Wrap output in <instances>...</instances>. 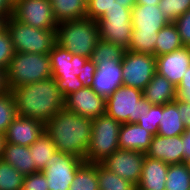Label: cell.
<instances>
[{
    "instance_id": "24",
    "label": "cell",
    "mask_w": 190,
    "mask_h": 190,
    "mask_svg": "<svg viewBox=\"0 0 190 190\" xmlns=\"http://www.w3.org/2000/svg\"><path fill=\"white\" fill-rule=\"evenodd\" d=\"M160 119L157 131L158 135L173 137L176 135H182L186 130L187 125L180 118L177 99L171 103L162 105Z\"/></svg>"
},
{
    "instance_id": "4",
    "label": "cell",
    "mask_w": 190,
    "mask_h": 190,
    "mask_svg": "<svg viewBox=\"0 0 190 190\" xmlns=\"http://www.w3.org/2000/svg\"><path fill=\"white\" fill-rule=\"evenodd\" d=\"M99 40L96 20L89 18L68 20L58 23L56 27L57 44L72 54L91 58Z\"/></svg>"
},
{
    "instance_id": "21",
    "label": "cell",
    "mask_w": 190,
    "mask_h": 190,
    "mask_svg": "<svg viewBox=\"0 0 190 190\" xmlns=\"http://www.w3.org/2000/svg\"><path fill=\"white\" fill-rule=\"evenodd\" d=\"M153 136L137 123H124L119 131V149L146 153Z\"/></svg>"
},
{
    "instance_id": "47",
    "label": "cell",
    "mask_w": 190,
    "mask_h": 190,
    "mask_svg": "<svg viewBox=\"0 0 190 190\" xmlns=\"http://www.w3.org/2000/svg\"><path fill=\"white\" fill-rule=\"evenodd\" d=\"M160 0H136L138 5H158Z\"/></svg>"
},
{
    "instance_id": "31",
    "label": "cell",
    "mask_w": 190,
    "mask_h": 190,
    "mask_svg": "<svg viewBox=\"0 0 190 190\" xmlns=\"http://www.w3.org/2000/svg\"><path fill=\"white\" fill-rule=\"evenodd\" d=\"M158 32H139L132 29L131 39L127 50L154 56V48Z\"/></svg>"
},
{
    "instance_id": "38",
    "label": "cell",
    "mask_w": 190,
    "mask_h": 190,
    "mask_svg": "<svg viewBox=\"0 0 190 190\" xmlns=\"http://www.w3.org/2000/svg\"><path fill=\"white\" fill-rule=\"evenodd\" d=\"M115 0H88L86 18L98 20L114 5Z\"/></svg>"
},
{
    "instance_id": "22",
    "label": "cell",
    "mask_w": 190,
    "mask_h": 190,
    "mask_svg": "<svg viewBox=\"0 0 190 190\" xmlns=\"http://www.w3.org/2000/svg\"><path fill=\"white\" fill-rule=\"evenodd\" d=\"M143 97L152 105L171 103L176 100V86L156 72L143 90Z\"/></svg>"
},
{
    "instance_id": "10",
    "label": "cell",
    "mask_w": 190,
    "mask_h": 190,
    "mask_svg": "<svg viewBox=\"0 0 190 190\" xmlns=\"http://www.w3.org/2000/svg\"><path fill=\"white\" fill-rule=\"evenodd\" d=\"M122 62L123 85L144 90L156 73V57L126 50Z\"/></svg>"
},
{
    "instance_id": "5",
    "label": "cell",
    "mask_w": 190,
    "mask_h": 190,
    "mask_svg": "<svg viewBox=\"0 0 190 190\" xmlns=\"http://www.w3.org/2000/svg\"><path fill=\"white\" fill-rule=\"evenodd\" d=\"M52 77L49 53L15 52L6 70L9 91Z\"/></svg>"
},
{
    "instance_id": "14",
    "label": "cell",
    "mask_w": 190,
    "mask_h": 190,
    "mask_svg": "<svg viewBox=\"0 0 190 190\" xmlns=\"http://www.w3.org/2000/svg\"><path fill=\"white\" fill-rule=\"evenodd\" d=\"M106 99L97 95L92 88L84 87L64 99V107L82 117L95 119L105 114Z\"/></svg>"
},
{
    "instance_id": "34",
    "label": "cell",
    "mask_w": 190,
    "mask_h": 190,
    "mask_svg": "<svg viewBox=\"0 0 190 190\" xmlns=\"http://www.w3.org/2000/svg\"><path fill=\"white\" fill-rule=\"evenodd\" d=\"M17 116L16 103L11 91L0 95V133L4 134Z\"/></svg>"
},
{
    "instance_id": "17",
    "label": "cell",
    "mask_w": 190,
    "mask_h": 190,
    "mask_svg": "<svg viewBox=\"0 0 190 190\" xmlns=\"http://www.w3.org/2000/svg\"><path fill=\"white\" fill-rule=\"evenodd\" d=\"M190 66V47H182L171 53L156 57V72L166 77L176 87Z\"/></svg>"
},
{
    "instance_id": "27",
    "label": "cell",
    "mask_w": 190,
    "mask_h": 190,
    "mask_svg": "<svg viewBox=\"0 0 190 190\" xmlns=\"http://www.w3.org/2000/svg\"><path fill=\"white\" fill-rule=\"evenodd\" d=\"M29 148L35 167L40 172L46 168V163L57 150L55 144L45 132Z\"/></svg>"
},
{
    "instance_id": "23",
    "label": "cell",
    "mask_w": 190,
    "mask_h": 190,
    "mask_svg": "<svg viewBox=\"0 0 190 190\" xmlns=\"http://www.w3.org/2000/svg\"><path fill=\"white\" fill-rule=\"evenodd\" d=\"M1 159L24 176L40 172L35 167L30 148L27 146L5 143Z\"/></svg>"
},
{
    "instance_id": "42",
    "label": "cell",
    "mask_w": 190,
    "mask_h": 190,
    "mask_svg": "<svg viewBox=\"0 0 190 190\" xmlns=\"http://www.w3.org/2000/svg\"><path fill=\"white\" fill-rule=\"evenodd\" d=\"M178 111L180 118L187 126H190V104L181 100H178Z\"/></svg>"
},
{
    "instance_id": "6",
    "label": "cell",
    "mask_w": 190,
    "mask_h": 190,
    "mask_svg": "<svg viewBox=\"0 0 190 190\" xmlns=\"http://www.w3.org/2000/svg\"><path fill=\"white\" fill-rule=\"evenodd\" d=\"M151 105L143 97L142 90L122 85L106 98L105 114L120 124L137 123Z\"/></svg>"
},
{
    "instance_id": "15",
    "label": "cell",
    "mask_w": 190,
    "mask_h": 190,
    "mask_svg": "<svg viewBox=\"0 0 190 190\" xmlns=\"http://www.w3.org/2000/svg\"><path fill=\"white\" fill-rule=\"evenodd\" d=\"M123 85L121 60L98 61L90 87L105 99Z\"/></svg>"
},
{
    "instance_id": "35",
    "label": "cell",
    "mask_w": 190,
    "mask_h": 190,
    "mask_svg": "<svg viewBox=\"0 0 190 190\" xmlns=\"http://www.w3.org/2000/svg\"><path fill=\"white\" fill-rule=\"evenodd\" d=\"M158 6L169 22H174L190 9V0H160Z\"/></svg>"
},
{
    "instance_id": "13",
    "label": "cell",
    "mask_w": 190,
    "mask_h": 190,
    "mask_svg": "<svg viewBox=\"0 0 190 190\" xmlns=\"http://www.w3.org/2000/svg\"><path fill=\"white\" fill-rule=\"evenodd\" d=\"M145 153L133 150L117 149L101 164L109 171L124 178L134 185L140 181Z\"/></svg>"
},
{
    "instance_id": "18",
    "label": "cell",
    "mask_w": 190,
    "mask_h": 190,
    "mask_svg": "<svg viewBox=\"0 0 190 190\" xmlns=\"http://www.w3.org/2000/svg\"><path fill=\"white\" fill-rule=\"evenodd\" d=\"M183 148L182 135L165 137L156 134L153 136L145 156L162 160L167 164L183 163Z\"/></svg>"
},
{
    "instance_id": "1",
    "label": "cell",
    "mask_w": 190,
    "mask_h": 190,
    "mask_svg": "<svg viewBox=\"0 0 190 190\" xmlns=\"http://www.w3.org/2000/svg\"><path fill=\"white\" fill-rule=\"evenodd\" d=\"M45 133L58 151L85 159L92 133V119L63 107L45 123Z\"/></svg>"
},
{
    "instance_id": "30",
    "label": "cell",
    "mask_w": 190,
    "mask_h": 190,
    "mask_svg": "<svg viewBox=\"0 0 190 190\" xmlns=\"http://www.w3.org/2000/svg\"><path fill=\"white\" fill-rule=\"evenodd\" d=\"M165 190H190V172L183 163L169 164Z\"/></svg>"
},
{
    "instance_id": "7",
    "label": "cell",
    "mask_w": 190,
    "mask_h": 190,
    "mask_svg": "<svg viewBox=\"0 0 190 190\" xmlns=\"http://www.w3.org/2000/svg\"><path fill=\"white\" fill-rule=\"evenodd\" d=\"M15 52L46 54L57 44L56 29H39L23 24L12 16L5 21Z\"/></svg>"
},
{
    "instance_id": "46",
    "label": "cell",
    "mask_w": 190,
    "mask_h": 190,
    "mask_svg": "<svg viewBox=\"0 0 190 190\" xmlns=\"http://www.w3.org/2000/svg\"><path fill=\"white\" fill-rule=\"evenodd\" d=\"M118 1L119 3H121L120 5L128 8V9H132L135 5H136V0H115Z\"/></svg>"
},
{
    "instance_id": "9",
    "label": "cell",
    "mask_w": 190,
    "mask_h": 190,
    "mask_svg": "<svg viewBox=\"0 0 190 190\" xmlns=\"http://www.w3.org/2000/svg\"><path fill=\"white\" fill-rule=\"evenodd\" d=\"M118 1L98 20L99 38L128 49L132 34V9L125 8Z\"/></svg>"
},
{
    "instance_id": "12",
    "label": "cell",
    "mask_w": 190,
    "mask_h": 190,
    "mask_svg": "<svg viewBox=\"0 0 190 190\" xmlns=\"http://www.w3.org/2000/svg\"><path fill=\"white\" fill-rule=\"evenodd\" d=\"M12 17L39 29H56L50 0H18L13 4Z\"/></svg>"
},
{
    "instance_id": "29",
    "label": "cell",
    "mask_w": 190,
    "mask_h": 190,
    "mask_svg": "<svg viewBox=\"0 0 190 190\" xmlns=\"http://www.w3.org/2000/svg\"><path fill=\"white\" fill-rule=\"evenodd\" d=\"M99 190H136V185L97 163Z\"/></svg>"
},
{
    "instance_id": "25",
    "label": "cell",
    "mask_w": 190,
    "mask_h": 190,
    "mask_svg": "<svg viewBox=\"0 0 190 190\" xmlns=\"http://www.w3.org/2000/svg\"><path fill=\"white\" fill-rule=\"evenodd\" d=\"M55 20L60 23L86 18V0H50Z\"/></svg>"
},
{
    "instance_id": "32",
    "label": "cell",
    "mask_w": 190,
    "mask_h": 190,
    "mask_svg": "<svg viewBox=\"0 0 190 190\" xmlns=\"http://www.w3.org/2000/svg\"><path fill=\"white\" fill-rule=\"evenodd\" d=\"M126 49L123 47L99 40L91 55V60L96 64L98 61L122 60Z\"/></svg>"
},
{
    "instance_id": "41",
    "label": "cell",
    "mask_w": 190,
    "mask_h": 190,
    "mask_svg": "<svg viewBox=\"0 0 190 190\" xmlns=\"http://www.w3.org/2000/svg\"><path fill=\"white\" fill-rule=\"evenodd\" d=\"M176 99L190 104V66L187 68L181 82L176 87Z\"/></svg>"
},
{
    "instance_id": "8",
    "label": "cell",
    "mask_w": 190,
    "mask_h": 190,
    "mask_svg": "<svg viewBox=\"0 0 190 190\" xmlns=\"http://www.w3.org/2000/svg\"><path fill=\"white\" fill-rule=\"evenodd\" d=\"M121 125L106 114L92 119L91 139L84 162L101 163L119 149Z\"/></svg>"
},
{
    "instance_id": "45",
    "label": "cell",
    "mask_w": 190,
    "mask_h": 190,
    "mask_svg": "<svg viewBox=\"0 0 190 190\" xmlns=\"http://www.w3.org/2000/svg\"><path fill=\"white\" fill-rule=\"evenodd\" d=\"M9 91L7 80H6V71L0 69V95H3Z\"/></svg>"
},
{
    "instance_id": "50",
    "label": "cell",
    "mask_w": 190,
    "mask_h": 190,
    "mask_svg": "<svg viewBox=\"0 0 190 190\" xmlns=\"http://www.w3.org/2000/svg\"><path fill=\"white\" fill-rule=\"evenodd\" d=\"M184 164L186 165L188 171L190 172V157L187 158V159L184 161Z\"/></svg>"
},
{
    "instance_id": "16",
    "label": "cell",
    "mask_w": 190,
    "mask_h": 190,
    "mask_svg": "<svg viewBox=\"0 0 190 190\" xmlns=\"http://www.w3.org/2000/svg\"><path fill=\"white\" fill-rule=\"evenodd\" d=\"M45 132V124L35 119L16 116L4 133L5 143L31 146Z\"/></svg>"
},
{
    "instance_id": "48",
    "label": "cell",
    "mask_w": 190,
    "mask_h": 190,
    "mask_svg": "<svg viewBox=\"0 0 190 190\" xmlns=\"http://www.w3.org/2000/svg\"><path fill=\"white\" fill-rule=\"evenodd\" d=\"M4 145H5L4 134L0 133V159L2 158L3 155Z\"/></svg>"
},
{
    "instance_id": "40",
    "label": "cell",
    "mask_w": 190,
    "mask_h": 190,
    "mask_svg": "<svg viewBox=\"0 0 190 190\" xmlns=\"http://www.w3.org/2000/svg\"><path fill=\"white\" fill-rule=\"evenodd\" d=\"M181 37L182 43L186 47H190V9L173 22Z\"/></svg>"
},
{
    "instance_id": "44",
    "label": "cell",
    "mask_w": 190,
    "mask_h": 190,
    "mask_svg": "<svg viewBox=\"0 0 190 190\" xmlns=\"http://www.w3.org/2000/svg\"><path fill=\"white\" fill-rule=\"evenodd\" d=\"M13 4L10 0H0V16L7 19L12 16Z\"/></svg>"
},
{
    "instance_id": "33",
    "label": "cell",
    "mask_w": 190,
    "mask_h": 190,
    "mask_svg": "<svg viewBox=\"0 0 190 190\" xmlns=\"http://www.w3.org/2000/svg\"><path fill=\"white\" fill-rule=\"evenodd\" d=\"M24 175L0 159V190H22Z\"/></svg>"
},
{
    "instance_id": "11",
    "label": "cell",
    "mask_w": 190,
    "mask_h": 190,
    "mask_svg": "<svg viewBox=\"0 0 190 190\" xmlns=\"http://www.w3.org/2000/svg\"><path fill=\"white\" fill-rule=\"evenodd\" d=\"M84 160L56 150L42 173L46 176L49 190H69L77 169Z\"/></svg>"
},
{
    "instance_id": "39",
    "label": "cell",
    "mask_w": 190,
    "mask_h": 190,
    "mask_svg": "<svg viewBox=\"0 0 190 190\" xmlns=\"http://www.w3.org/2000/svg\"><path fill=\"white\" fill-rule=\"evenodd\" d=\"M22 190H49L46 176L42 172L25 175Z\"/></svg>"
},
{
    "instance_id": "19",
    "label": "cell",
    "mask_w": 190,
    "mask_h": 190,
    "mask_svg": "<svg viewBox=\"0 0 190 190\" xmlns=\"http://www.w3.org/2000/svg\"><path fill=\"white\" fill-rule=\"evenodd\" d=\"M132 29L139 32H159L169 23L158 5H138L132 8Z\"/></svg>"
},
{
    "instance_id": "49",
    "label": "cell",
    "mask_w": 190,
    "mask_h": 190,
    "mask_svg": "<svg viewBox=\"0 0 190 190\" xmlns=\"http://www.w3.org/2000/svg\"><path fill=\"white\" fill-rule=\"evenodd\" d=\"M5 21L6 19L3 16H0V30L5 27Z\"/></svg>"
},
{
    "instance_id": "43",
    "label": "cell",
    "mask_w": 190,
    "mask_h": 190,
    "mask_svg": "<svg viewBox=\"0 0 190 190\" xmlns=\"http://www.w3.org/2000/svg\"><path fill=\"white\" fill-rule=\"evenodd\" d=\"M183 141V162L190 157V126L186 127L185 132L182 134Z\"/></svg>"
},
{
    "instance_id": "36",
    "label": "cell",
    "mask_w": 190,
    "mask_h": 190,
    "mask_svg": "<svg viewBox=\"0 0 190 190\" xmlns=\"http://www.w3.org/2000/svg\"><path fill=\"white\" fill-rule=\"evenodd\" d=\"M161 113L162 105H151L149 111L144 112V114L139 117L137 124L153 135H156L161 120Z\"/></svg>"
},
{
    "instance_id": "37",
    "label": "cell",
    "mask_w": 190,
    "mask_h": 190,
    "mask_svg": "<svg viewBox=\"0 0 190 190\" xmlns=\"http://www.w3.org/2000/svg\"><path fill=\"white\" fill-rule=\"evenodd\" d=\"M15 54L9 31L6 27L0 30V69L7 70L10 60Z\"/></svg>"
},
{
    "instance_id": "2",
    "label": "cell",
    "mask_w": 190,
    "mask_h": 190,
    "mask_svg": "<svg viewBox=\"0 0 190 190\" xmlns=\"http://www.w3.org/2000/svg\"><path fill=\"white\" fill-rule=\"evenodd\" d=\"M18 116L44 124L64 107V98L54 78L22 85L11 90Z\"/></svg>"
},
{
    "instance_id": "26",
    "label": "cell",
    "mask_w": 190,
    "mask_h": 190,
    "mask_svg": "<svg viewBox=\"0 0 190 190\" xmlns=\"http://www.w3.org/2000/svg\"><path fill=\"white\" fill-rule=\"evenodd\" d=\"M184 47L178 29L173 22L162 27L158 34L154 48V56L171 53Z\"/></svg>"
},
{
    "instance_id": "3",
    "label": "cell",
    "mask_w": 190,
    "mask_h": 190,
    "mask_svg": "<svg viewBox=\"0 0 190 190\" xmlns=\"http://www.w3.org/2000/svg\"><path fill=\"white\" fill-rule=\"evenodd\" d=\"M52 78L65 99L81 88L89 87L96 64L87 57L72 54L56 44L49 52Z\"/></svg>"
},
{
    "instance_id": "51",
    "label": "cell",
    "mask_w": 190,
    "mask_h": 190,
    "mask_svg": "<svg viewBox=\"0 0 190 190\" xmlns=\"http://www.w3.org/2000/svg\"><path fill=\"white\" fill-rule=\"evenodd\" d=\"M11 2H12V4H14L16 1H18V0H10Z\"/></svg>"
},
{
    "instance_id": "20",
    "label": "cell",
    "mask_w": 190,
    "mask_h": 190,
    "mask_svg": "<svg viewBox=\"0 0 190 190\" xmlns=\"http://www.w3.org/2000/svg\"><path fill=\"white\" fill-rule=\"evenodd\" d=\"M169 164L144 157L142 174L136 190H165Z\"/></svg>"
},
{
    "instance_id": "28",
    "label": "cell",
    "mask_w": 190,
    "mask_h": 190,
    "mask_svg": "<svg viewBox=\"0 0 190 190\" xmlns=\"http://www.w3.org/2000/svg\"><path fill=\"white\" fill-rule=\"evenodd\" d=\"M69 190H99L97 163L84 162L77 169Z\"/></svg>"
}]
</instances>
